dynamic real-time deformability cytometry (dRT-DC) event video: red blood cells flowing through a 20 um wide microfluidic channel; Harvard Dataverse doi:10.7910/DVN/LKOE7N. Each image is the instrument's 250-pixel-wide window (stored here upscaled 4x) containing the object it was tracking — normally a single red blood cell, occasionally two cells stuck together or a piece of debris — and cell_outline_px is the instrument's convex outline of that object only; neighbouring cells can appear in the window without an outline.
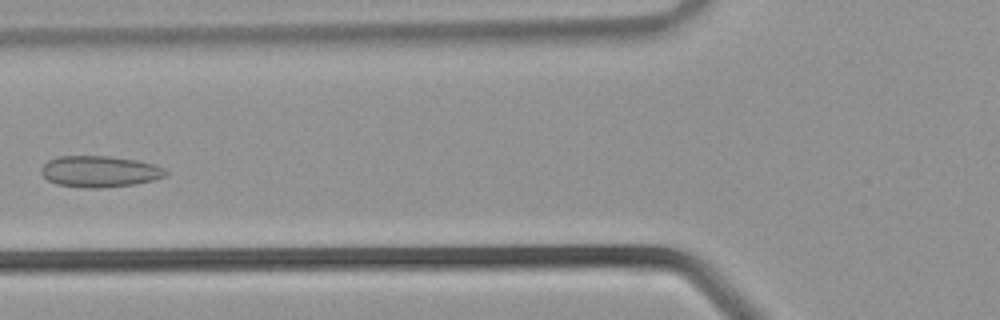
{"species": "common noctule bat (a hibernating species)", "species_latin": "Nyctalus noctula", "temperature_condition": "warm", "stored_images_in_passage": 34, "camera_frame_rate_fps": 3000, "um_per_image_px": 0.085, "animal": {"sex": "male", "body_mass_g": 21.5, "forearm_length_mm": 52.0}, "frame": {"image": 1, "passage_image": 13, "time_ms": 4.0, "image_size_px": [1000, 320], "cell_outline_px": [[168, 172], [164, 176], [156, 180], [136, 184], [100, 188], [88, 188], [56, 184], [48, 180], [40, 172], [40, 168], [48, 160], [56, 156], [108, 156], [136, 160], [152, 164], [164, 168]], "centroid_in_image_um": [8.45, 14.58], "position_along_channel_um": 117.3, "area_um2": 22.77}}
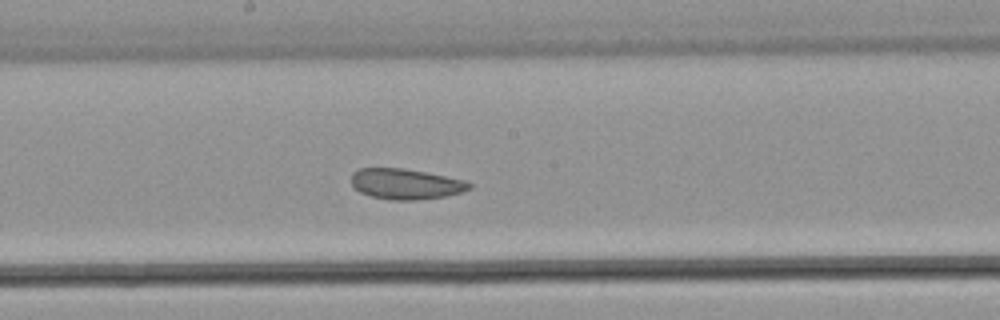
{"frame": {"image": 2, "passage_image": 18, "time_ms": 5.667, "image_size_px": [1000, 320], "cell_outline_px": [[472, 188], [460, 192], [444, 196], [416, 200], [388, 200], [372, 196], [360, 192], [352, 184], [352, 172], [360, 168], [404, 168], [464, 180], [472, 184]], "centroid_in_image_um": [34.47, 15.64], "position_along_channel_um": 213.7, "area_um2": 20.81}}
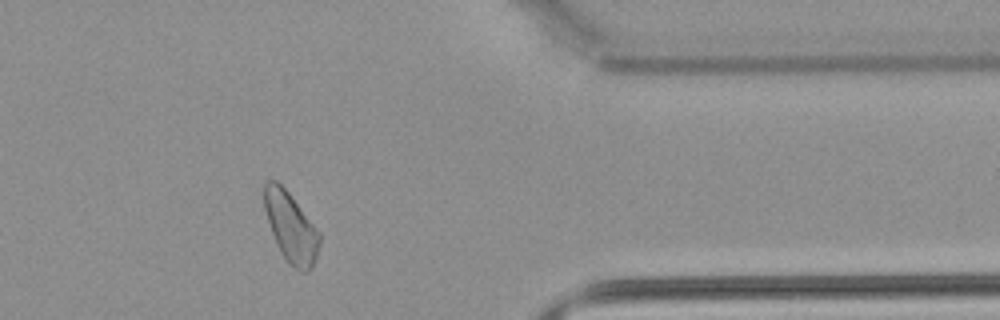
{"frame": {"image": 3, "passage_image": 28, "time_ms": 9.0, "image_size_px": [1000, 320], "cell_outline_px": [[320, 244], [312, 268], [308, 272], [300, 272], [288, 264], [280, 252], [272, 232], [264, 208], [264, 184], [268, 180], [276, 180], [288, 192], [320, 232]], "centroid_in_image_um": [24.73, 19.35], "position_along_channel_um": 386.7, "area_um2": 22.37}}